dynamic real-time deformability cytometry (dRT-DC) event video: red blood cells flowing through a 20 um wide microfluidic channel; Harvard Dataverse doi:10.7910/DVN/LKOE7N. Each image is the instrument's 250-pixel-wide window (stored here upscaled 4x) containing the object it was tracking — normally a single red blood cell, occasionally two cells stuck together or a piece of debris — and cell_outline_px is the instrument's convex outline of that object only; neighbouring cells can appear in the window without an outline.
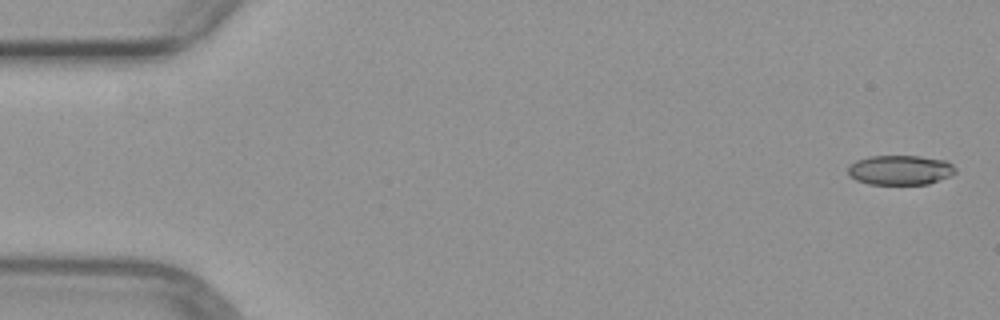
{"species": "common noctule bat (a hibernating species)", "species_latin": "Nyctalus noctula", "temperature_condition": "warm", "stored_images_in_passage": 4, "camera_frame_rate_fps": 3000, "um_per_image_px": 0.085, "animal": {"sex": "female", "body_mass_g": 29.2, "forearm_length_mm": 56.3}, "frame": {"image": 1, "passage_image": 1, "time_ms": 0.0, "image_size_px": [1000, 320], "cell_outline_px": [[956, 172], [948, 176], [928, 184], [868, 184], [856, 180], [848, 176], [848, 164], [856, 160], [868, 156], [920, 156], [944, 160], [952, 164], [956, 168]], "centroid_in_image_um": [76.46, 14.45], "position_along_channel_um": 8.5, "area_um2": 18.67}}
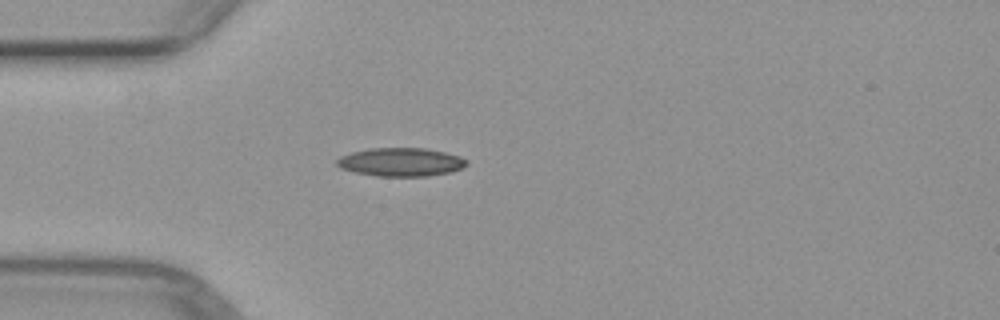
{"frame": {"image": 2, "passage_image": 4, "time_ms": 4.333, "image_size_px": [1000, 320], "cell_outline_px": [[468, 164], [464, 168], [452, 172], [428, 176], [376, 176], [356, 172], [340, 168], [336, 164], [336, 160], [340, 156], [352, 152], [368, 148], [428, 148], [460, 156], [468, 160]], "centroid_in_image_um": [34.11, 13.77], "position_along_channel_um": 50.9, "area_um2": 21.73}}